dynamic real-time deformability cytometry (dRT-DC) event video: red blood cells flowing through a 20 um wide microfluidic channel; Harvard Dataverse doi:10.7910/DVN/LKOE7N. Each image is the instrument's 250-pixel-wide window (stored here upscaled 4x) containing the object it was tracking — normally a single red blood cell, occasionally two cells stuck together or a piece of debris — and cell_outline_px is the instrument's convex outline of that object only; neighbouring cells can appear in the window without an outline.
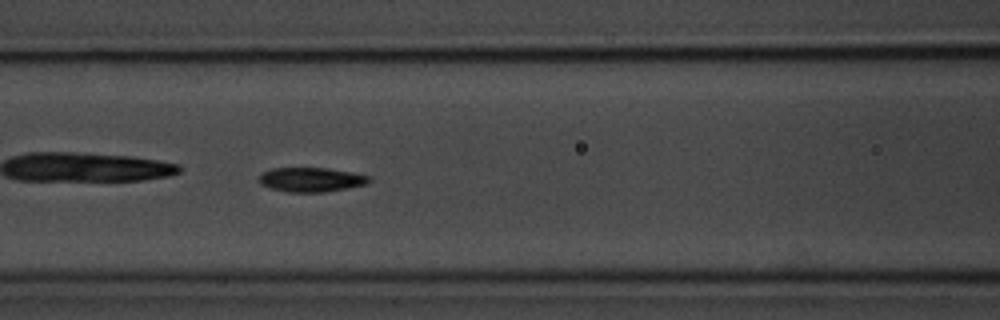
{"species": "common noctule bat (a hibernating species)", "species_latin": "Nyctalus noctula", "temperature_condition": "room temperature", "stored_images_in_passage": 40, "camera_frame_rate_fps": 3000, "um_per_image_px": 0.085, "animal": {"sex": "male", "body_mass_g": 20.1, "forearm_length_mm": 53.5}, "frame": {"image": 1, "passage_image": 7, "time_ms": 2.0, "image_size_px": [1000, 320], "cell_outline_px": [[372, 180], [368, 184], [324, 192], [284, 192], [260, 184], [260, 176], [264, 172], [272, 168], [328, 168], [352, 172], [368, 176]], "centroid_in_image_um": [26.47, 15.27], "position_along_channel_um": 140.1, "area_um2": 15.55}}
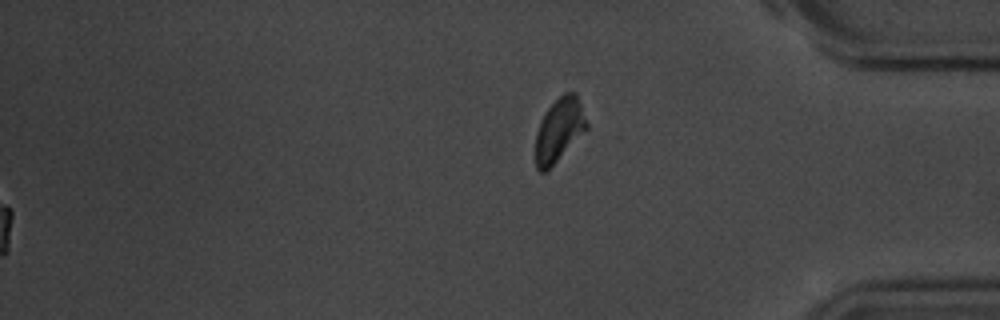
{"frame": {"image": 2, "passage_image": 40, "time_ms": 13.0, "image_size_px": [1000, 320], "cell_outline_px": [[588, 128], [544, 172], [540, 172], [536, 168], [536, 132], [540, 120], [548, 108], [564, 92], [576, 92], [588, 124]], "centroid_in_image_um": [47.52, 11.0], "position_along_channel_um": 387.7, "area_um2": 18.44}, "authors_computed_cell_mechanics": {"area_um2": 15.6638, "velocity_mm_per_s": 3.6772, "shape_relaxation_time_tau1_ms": 2.705, "shape_relaxation_time_tau2_ms": 1.7482, "deformation_change_tau1": 0.1446, "deformation_change_tau2": 0.0757}}